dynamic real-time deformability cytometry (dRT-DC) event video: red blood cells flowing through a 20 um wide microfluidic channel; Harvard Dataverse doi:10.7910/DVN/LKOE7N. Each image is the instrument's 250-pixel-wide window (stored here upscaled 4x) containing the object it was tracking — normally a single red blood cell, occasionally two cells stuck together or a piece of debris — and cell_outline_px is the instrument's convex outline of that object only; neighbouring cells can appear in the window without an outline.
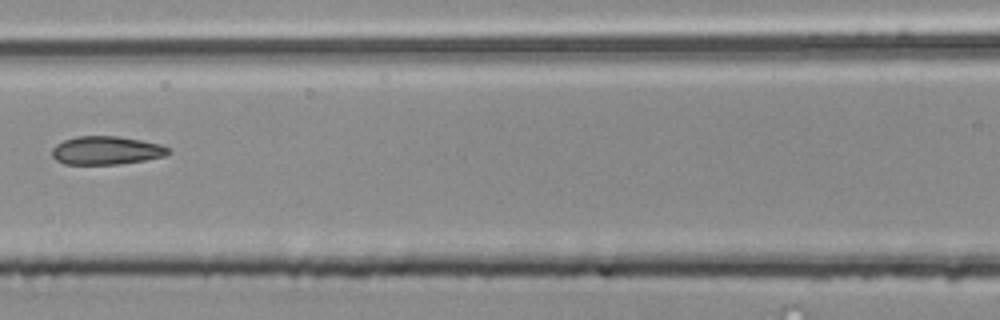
{"species": "common noctule bat (a hibernating species)", "species_latin": "Nyctalus noctula", "temperature_condition": "room temperature", "stored_images_in_passage": 6, "segment_of_instrument_passage": [2, 2], "camera_frame_rate_fps": 3000, "um_per_image_px": 0.085, "animal": {"sex": "male", "body_mass_g": 20.4}, "frame": {"image": 1, "passage_image": 6, "time_ms": 1.667, "image_size_px": [1000, 320], "cell_outline_px": [[172, 152], [164, 156], [144, 160], [120, 164], [64, 164], [56, 160], [52, 156], [52, 148], [56, 144], [64, 140], [76, 136], [116, 136], [140, 140], [160, 144], [168, 148]], "centroid_in_image_um": [9.02, 12.79], "position_along_channel_um": 157.6, "area_um2": 19.19}}